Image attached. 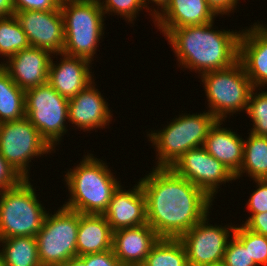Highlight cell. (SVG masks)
Listing matches in <instances>:
<instances>
[{"label":"cell","mask_w":267,"mask_h":266,"mask_svg":"<svg viewBox=\"0 0 267 266\" xmlns=\"http://www.w3.org/2000/svg\"><path fill=\"white\" fill-rule=\"evenodd\" d=\"M23 179L0 153V191L17 186Z\"/></svg>","instance_id":"cell-33"},{"label":"cell","mask_w":267,"mask_h":266,"mask_svg":"<svg viewBox=\"0 0 267 266\" xmlns=\"http://www.w3.org/2000/svg\"><path fill=\"white\" fill-rule=\"evenodd\" d=\"M146 266H189L186 250L179 239L160 238L151 248Z\"/></svg>","instance_id":"cell-26"},{"label":"cell","mask_w":267,"mask_h":266,"mask_svg":"<svg viewBox=\"0 0 267 266\" xmlns=\"http://www.w3.org/2000/svg\"><path fill=\"white\" fill-rule=\"evenodd\" d=\"M253 91H256V88H253L250 93L246 111L254 127L250 132L259 136H267V91L258 94Z\"/></svg>","instance_id":"cell-29"},{"label":"cell","mask_w":267,"mask_h":266,"mask_svg":"<svg viewBox=\"0 0 267 266\" xmlns=\"http://www.w3.org/2000/svg\"><path fill=\"white\" fill-rule=\"evenodd\" d=\"M125 266H146L144 263H134V264H129Z\"/></svg>","instance_id":"cell-41"},{"label":"cell","mask_w":267,"mask_h":266,"mask_svg":"<svg viewBox=\"0 0 267 266\" xmlns=\"http://www.w3.org/2000/svg\"><path fill=\"white\" fill-rule=\"evenodd\" d=\"M160 237L149 225L121 228L113 231L112 251L122 266L144 263Z\"/></svg>","instance_id":"cell-19"},{"label":"cell","mask_w":267,"mask_h":266,"mask_svg":"<svg viewBox=\"0 0 267 266\" xmlns=\"http://www.w3.org/2000/svg\"><path fill=\"white\" fill-rule=\"evenodd\" d=\"M62 55L58 65L51 59L48 72V84L61 96L75 97L94 81L90 72V61L81 57Z\"/></svg>","instance_id":"cell-17"},{"label":"cell","mask_w":267,"mask_h":266,"mask_svg":"<svg viewBox=\"0 0 267 266\" xmlns=\"http://www.w3.org/2000/svg\"><path fill=\"white\" fill-rule=\"evenodd\" d=\"M86 266H122L112 250L80 256Z\"/></svg>","instance_id":"cell-35"},{"label":"cell","mask_w":267,"mask_h":266,"mask_svg":"<svg viewBox=\"0 0 267 266\" xmlns=\"http://www.w3.org/2000/svg\"><path fill=\"white\" fill-rule=\"evenodd\" d=\"M4 266H41L36 237H12L0 239Z\"/></svg>","instance_id":"cell-23"},{"label":"cell","mask_w":267,"mask_h":266,"mask_svg":"<svg viewBox=\"0 0 267 266\" xmlns=\"http://www.w3.org/2000/svg\"><path fill=\"white\" fill-rule=\"evenodd\" d=\"M97 90L91 83L68 102V121L84 131L102 128L111 122V110Z\"/></svg>","instance_id":"cell-18"},{"label":"cell","mask_w":267,"mask_h":266,"mask_svg":"<svg viewBox=\"0 0 267 266\" xmlns=\"http://www.w3.org/2000/svg\"><path fill=\"white\" fill-rule=\"evenodd\" d=\"M93 156H84L65 175L71 199L63 206L81 214L103 215L119 182L107 165Z\"/></svg>","instance_id":"cell-3"},{"label":"cell","mask_w":267,"mask_h":266,"mask_svg":"<svg viewBox=\"0 0 267 266\" xmlns=\"http://www.w3.org/2000/svg\"><path fill=\"white\" fill-rule=\"evenodd\" d=\"M258 184L247 203L248 211L253 214L267 212V179L254 180Z\"/></svg>","instance_id":"cell-32"},{"label":"cell","mask_w":267,"mask_h":266,"mask_svg":"<svg viewBox=\"0 0 267 266\" xmlns=\"http://www.w3.org/2000/svg\"><path fill=\"white\" fill-rule=\"evenodd\" d=\"M231 238L222 262L226 266H257L250 258L248 249L234 235Z\"/></svg>","instance_id":"cell-31"},{"label":"cell","mask_w":267,"mask_h":266,"mask_svg":"<svg viewBox=\"0 0 267 266\" xmlns=\"http://www.w3.org/2000/svg\"><path fill=\"white\" fill-rule=\"evenodd\" d=\"M152 13L164 35L173 28L211 23L216 16L206 0H171L162 12Z\"/></svg>","instance_id":"cell-20"},{"label":"cell","mask_w":267,"mask_h":266,"mask_svg":"<svg viewBox=\"0 0 267 266\" xmlns=\"http://www.w3.org/2000/svg\"><path fill=\"white\" fill-rule=\"evenodd\" d=\"M15 11H49L60 8L58 0H13Z\"/></svg>","instance_id":"cell-34"},{"label":"cell","mask_w":267,"mask_h":266,"mask_svg":"<svg viewBox=\"0 0 267 266\" xmlns=\"http://www.w3.org/2000/svg\"><path fill=\"white\" fill-rule=\"evenodd\" d=\"M65 42L63 54L91 62L103 33L104 12L99 0L61 2Z\"/></svg>","instance_id":"cell-4"},{"label":"cell","mask_w":267,"mask_h":266,"mask_svg":"<svg viewBox=\"0 0 267 266\" xmlns=\"http://www.w3.org/2000/svg\"><path fill=\"white\" fill-rule=\"evenodd\" d=\"M99 4L104 14L114 12L124 16L128 22L133 21L138 11L145 7L143 0H104L102 3L99 0Z\"/></svg>","instance_id":"cell-30"},{"label":"cell","mask_w":267,"mask_h":266,"mask_svg":"<svg viewBox=\"0 0 267 266\" xmlns=\"http://www.w3.org/2000/svg\"><path fill=\"white\" fill-rule=\"evenodd\" d=\"M221 124L222 121L217 120L210 128L203 147L236 175L242 167L244 140L230 128H221Z\"/></svg>","instance_id":"cell-21"},{"label":"cell","mask_w":267,"mask_h":266,"mask_svg":"<svg viewBox=\"0 0 267 266\" xmlns=\"http://www.w3.org/2000/svg\"><path fill=\"white\" fill-rule=\"evenodd\" d=\"M113 230L103 215L81 214L77 234V256L112 250Z\"/></svg>","instance_id":"cell-22"},{"label":"cell","mask_w":267,"mask_h":266,"mask_svg":"<svg viewBox=\"0 0 267 266\" xmlns=\"http://www.w3.org/2000/svg\"><path fill=\"white\" fill-rule=\"evenodd\" d=\"M259 23L242 30L238 60L254 88L267 85V26Z\"/></svg>","instance_id":"cell-15"},{"label":"cell","mask_w":267,"mask_h":266,"mask_svg":"<svg viewBox=\"0 0 267 266\" xmlns=\"http://www.w3.org/2000/svg\"><path fill=\"white\" fill-rule=\"evenodd\" d=\"M171 169L203 190L211 199L219 188L217 186L235 180V175L203 146L185 152Z\"/></svg>","instance_id":"cell-12"},{"label":"cell","mask_w":267,"mask_h":266,"mask_svg":"<svg viewBox=\"0 0 267 266\" xmlns=\"http://www.w3.org/2000/svg\"><path fill=\"white\" fill-rule=\"evenodd\" d=\"M15 8L13 0H0V18L14 15Z\"/></svg>","instance_id":"cell-38"},{"label":"cell","mask_w":267,"mask_h":266,"mask_svg":"<svg viewBox=\"0 0 267 266\" xmlns=\"http://www.w3.org/2000/svg\"><path fill=\"white\" fill-rule=\"evenodd\" d=\"M182 116V117H181ZM217 119L209 112L180 115L158 133L148 134L157 148L156 168H171L188 150L202 147Z\"/></svg>","instance_id":"cell-6"},{"label":"cell","mask_w":267,"mask_h":266,"mask_svg":"<svg viewBox=\"0 0 267 266\" xmlns=\"http://www.w3.org/2000/svg\"><path fill=\"white\" fill-rule=\"evenodd\" d=\"M29 178L0 191V239L36 237L47 211L39 203Z\"/></svg>","instance_id":"cell-5"},{"label":"cell","mask_w":267,"mask_h":266,"mask_svg":"<svg viewBox=\"0 0 267 266\" xmlns=\"http://www.w3.org/2000/svg\"><path fill=\"white\" fill-rule=\"evenodd\" d=\"M239 0H206L208 6L212 11L217 14H229L230 11L234 10Z\"/></svg>","instance_id":"cell-37"},{"label":"cell","mask_w":267,"mask_h":266,"mask_svg":"<svg viewBox=\"0 0 267 266\" xmlns=\"http://www.w3.org/2000/svg\"><path fill=\"white\" fill-rule=\"evenodd\" d=\"M30 46L15 15L0 18V54L11 57Z\"/></svg>","instance_id":"cell-27"},{"label":"cell","mask_w":267,"mask_h":266,"mask_svg":"<svg viewBox=\"0 0 267 266\" xmlns=\"http://www.w3.org/2000/svg\"><path fill=\"white\" fill-rule=\"evenodd\" d=\"M146 1L149 2V0H143L145 8L148 6ZM150 1L158 5L159 7L161 6L160 10L163 11L167 7V5L170 3L171 0H150Z\"/></svg>","instance_id":"cell-40"},{"label":"cell","mask_w":267,"mask_h":266,"mask_svg":"<svg viewBox=\"0 0 267 266\" xmlns=\"http://www.w3.org/2000/svg\"><path fill=\"white\" fill-rule=\"evenodd\" d=\"M30 46L62 54L65 42L64 22L61 10L15 11Z\"/></svg>","instance_id":"cell-13"},{"label":"cell","mask_w":267,"mask_h":266,"mask_svg":"<svg viewBox=\"0 0 267 266\" xmlns=\"http://www.w3.org/2000/svg\"><path fill=\"white\" fill-rule=\"evenodd\" d=\"M248 173L253 180L267 179V136L249 134L244 140L243 162L235 180L242 174Z\"/></svg>","instance_id":"cell-25"},{"label":"cell","mask_w":267,"mask_h":266,"mask_svg":"<svg viewBox=\"0 0 267 266\" xmlns=\"http://www.w3.org/2000/svg\"><path fill=\"white\" fill-rule=\"evenodd\" d=\"M25 91L19 88L9 74L0 69V124L25 117Z\"/></svg>","instance_id":"cell-24"},{"label":"cell","mask_w":267,"mask_h":266,"mask_svg":"<svg viewBox=\"0 0 267 266\" xmlns=\"http://www.w3.org/2000/svg\"><path fill=\"white\" fill-rule=\"evenodd\" d=\"M60 3L65 1H71V0H58Z\"/></svg>","instance_id":"cell-44"},{"label":"cell","mask_w":267,"mask_h":266,"mask_svg":"<svg viewBox=\"0 0 267 266\" xmlns=\"http://www.w3.org/2000/svg\"><path fill=\"white\" fill-rule=\"evenodd\" d=\"M50 215L46 214L43 226L36 235L38 257L41 266H61L77 257L80 213L62 206Z\"/></svg>","instance_id":"cell-8"},{"label":"cell","mask_w":267,"mask_h":266,"mask_svg":"<svg viewBox=\"0 0 267 266\" xmlns=\"http://www.w3.org/2000/svg\"><path fill=\"white\" fill-rule=\"evenodd\" d=\"M68 102L48 83L25 91V117L52 148L66 134Z\"/></svg>","instance_id":"cell-9"},{"label":"cell","mask_w":267,"mask_h":266,"mask_svg":"<svg viewBox=\"0 0 267 266\" xmlns=\"http://www.w3.org/2000/svg\"><path fill=\"white\" fill-rule=\"evenodd\" d=\"M207 216L179 238L186 250L189 266H211L221 263L229 242L228 238L232 237L235 231V226L231 225L230 228L209 225Z\"/></svg>","instance_id":"cell-11"},{"label":"cell","mask_w":267,"mask_h":266,"mask_svg":"<svg viewBox=\"0 0 267 266\" xmlns=\"http://www.w3.org/2000/svg\"><path fill=\"white\" fill-rule=\"evenodd\" d=\"M233 235L248 249L250 258L257 266H267V236L253 232L243 224L235 227Z\"/></svg>","instance_id":"cell-28"},{"label":"cell","mask_w":267,"mask_h":266,"mask_svg":"<svg viewBox=\"0 0 267 266\" xmlns=\"http://www.w3.org/2000/svg\"><path fill=\"white\" fill-rule=\"evenodd\" d=\"M211 266H226L223 262L221 263H217V264H214V265H211Z\"/></svg>","instance_id":"cell-43"},{"label":"cell","mask_w":267,"mask_h":266,"mask_svg":"<svg viewBox=\"0 0 267 266\" xmlns=\"http://www.w3.org/2000/svg\"><path fill=\"white\" fill-rule=\"evenodd\" d=\"M201 77L209 102L208 112L217 120L224 121L228 114L236 111H247L254 87L239 60L228 68L207 72Z\"/></svg>","instance_id":"cell-7"},{"label":"cell","mask_w":267,"mask_h":266,"mask_svg":"<svg viewBox=\"0 0 267 266\" xmlns=\"http://www.w3.org/2000/svg\"><path fill=\"white\" fill-rule=\"evenodd\" d=\"M243 225L253 232L267 236V212L253 214Z\"/></svg>","instance_id":"cell-36"},{"label":"cell","mask_w":267,"mask_h":266,"mask_svg":"<svg viewBox=\"0 0 267 266\" xmlns=\"http://www.w3.org/2000/svg\"><path fill=\"white\" fill-rule=\"evenodd\" d=\"M61 266H86L85 262L80 257H74L69 259L66 263Z\"/></svg>","instance_id":"cell-39"},{"label":"cell","mask_w":267,"mask_h":266,"mask_svg":"<svg viewBox=\"0 0 267 266\" xmlns=\"http://www.w3.org/2000/svg\"><path fill=\"white\" fill-rule=\"evenodd\" d=\"M0 266H4V262H3V258H2V254L0 253Z\"/></svg>","instance_id":"cell-42"},{"label":"cell","mask_w":267,"mask_h":266,"mask_svg":"<svg viewBox=\"0 0 267 266\" xmlns=\"http://www.w3.org/2000/svg\"><path fill=\"white\" fill-rule=\"evenodd\" d=\"M53 148L26 118L0 124V153L24 178L28 177V163L34 156L50 153Z\"/></svg>","instance_id":"cell-10"},{"label":"cell","mask_w":267,"mask_h":266,"mask_svg":"<svg viewBox=\"0 0 267 266\" xmlns=\"http://www.w3.org/2000/svg\"><path fill=\"white\" fill-rule=\"evenodd\" d=\"M140 184L147 224L160 238L179 239L210 213L213 199L171 168H153Z\"/></svg>","instance_id":"cell-1"},{"label":"cell","mask_w":267,"mask_h":266,"mask_svg":"<svg viewBox=\"0 0 267 266\" xmlns=\"http://www.w3.org/2000/svg\"><path fill=\"white\" fill-rule=\"evenodd\" d=\"M50 54L46 49L29 46L7 58V64L3 63L2 68L19 88L26 91L48 83Z\"/></svg>","instance_id":"cell-14"},{"label":"cell","mask_w":267,"mask_h":266,"mask_svg":"<svg viewBox=\"0 0 267 266\" xmlns=\"http://www.w3.org/2000/svg\"><path fill=\"white\" fill-rule=\"evenodd\" d=\"M212 26L213 21L173 28L165 34L181 66L202 75L228 68L238 61L241 32L216 31Z\"/></svg>","instance_id":"cell-2"},{"label":"cell","mask_w":267,"mask_h":266,"mask_svg":"<svg viewBox=\"0 0 267 266\" xmlns=\"http://www.w3.org/2000/svg\"><path fill=\"white\" fill-rule=\"evenodd\" d=\"M137 184L133 190L123 191L119 185L114 191L103 213L113 231L147 224L146 199L140 182Z\"/></svg>","instance_id":"cell-16"}]
</instances>
